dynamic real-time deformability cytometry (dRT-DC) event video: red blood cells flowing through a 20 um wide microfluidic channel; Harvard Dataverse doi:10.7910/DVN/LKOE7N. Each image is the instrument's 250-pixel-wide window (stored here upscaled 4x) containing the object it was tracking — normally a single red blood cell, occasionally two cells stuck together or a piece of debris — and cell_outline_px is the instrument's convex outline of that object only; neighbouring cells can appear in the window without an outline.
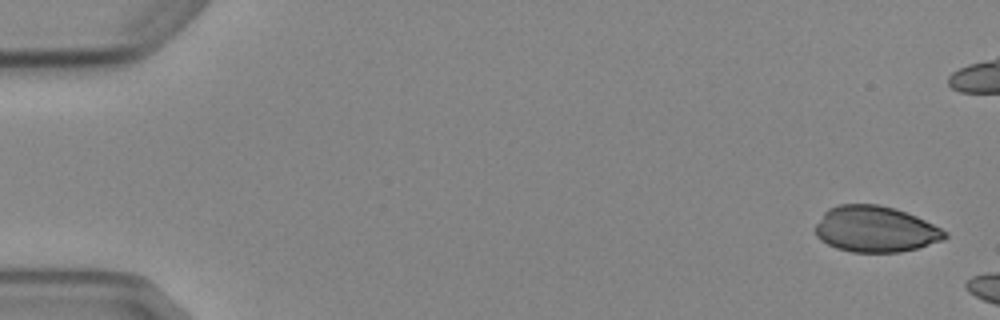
{"species": "Egyptian fruit bat (a non-hibernating species)", "species_latin": "Rousettus aegyptiacus", "temperature_condition": "cold", "stored_images_in_passage": 3, "camera_frame_rate_fps": 3000, "um_per_image_px": 0.085, "animal": {"sex": "female"}, "frame": {"image": 1, "passage_image": 1, "time_ms": 0.0, "image_size_px": [1000, 320], "cell_outline_px": [[948, 236], [944, 240], [916, 248], [900, 252], [852, 252], [836, 248], [820, 240], [816, 236], [816, 224], [824, 212], [828, 208], [836, 204], [880, 204], [896, 208], [916, 216], [948, 232]], "centroid_in_image_um": [74.4, 19.47], "position_along_channel_um": 10.6, "area_um2": 34.85}}